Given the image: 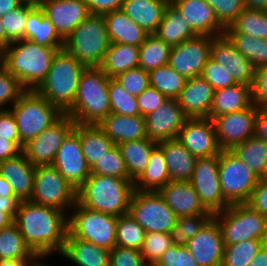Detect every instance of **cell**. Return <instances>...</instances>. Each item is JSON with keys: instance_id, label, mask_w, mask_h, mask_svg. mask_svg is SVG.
<instances>
[{"instance_id": "1", "label": "cell", "mask_w": 267, "mask_h": 266, "mask_svg": "<svg viewBox=\"0 0 267 266\" xmlns=\"http://www.w3.org/2000/svg\"><path fill=\"white\" fill-rule=\"evenodd\" d=\"M68 216L56 208L21 201L14 222L23 236L25 244L43 258L56 252L61 254L68 233Z\"/></svg>"}, {"instance_id": "2", "label": "cell", "mask_w": 267, "mask_h": 266, "mask_svg": "<svg viewBox=\"0 0 267 266\" xmlns=\"http://www.w3.org/2000/svg\"><path fill=\"white\" fill-rule=\"evenodd\" d=\"M63 47H45L28 39L11 42L3 51V65L26 90H35L46 78L52 60Z\"/></svg>"}, {"instance_id": "3", "label": "cell", "mask_w": 267, "mask_h": 266, "mask_svg": "<svg viewBox=\"0 0 267 266\" xmlns=\"http://www.w3.org/2000/svg\"><path fill=\"white\" fill-rule=\"evenodd\" d=\"M134 191L131 180L90 174L77 190V201L88 209L121 216L128 214Z\"/></svg>"}, {"instance_id": "4", "label": "cell", "mask_w": 267, "mask_h": 266, "mask_svg": "<svg viewBox=\"0 0 267 266\" xmlns=\"http://www.w3.org/2000/svg\"><path fill=\"white\" fill-rule=\"evenodd\" d=\"M109 79L99 67H86L74 104L65 114L77 124L99 125L111 113Z\"/></svg>"}, {"instance_id": "5", "label": "cell", "mask_w": 267, "mask_h": 266, "mask_svg": "<svg viewBox=\"0 0 267 266\" xmlns=\"http://www.w3.org/2000/svg\"><path fill=\"white\" fill-rule=\"evenodd\" d=\"M86 66L64 48L55 54L46 78L35 91L65 114L74 104Z\"/></svg>"}, {"instance_id": "6", "label": "cell", "mask_w": 267, "mask_h": 266, "mask_svg": "<svg viewBox=\"0 0 267 266\" xmlns=\"http://www.w3.org/2000/svg\"><path fill=\"white\" fill-rule=\"evenodd\" d=\"M109 44L104 15L90 14L64 40L63 48L86 67H99Z\"/></svg>"}, {"instance_id": "7", "label": "cell", "mask_w": 267, "mask_h": 266, "mask_svg": "<svg viewBox=\"0 0 267 266\" xmlns=\"http://www.w3.org/2000/svg\"><path fill=\"white\" fill-rule=\"evenodd\" d=\"M213 218L220 226L224 245L267 238V217L247 203L230 204Z\"/></svg>"}, {"instance_id": "8", "label": "cell", "mask_w": 267, "mask_h": 266, "mask_svg": "<svg viewBox=\"0 0 267 266\" xmlns=\"http://www.w3.org/2000/svg\"><path fill=\"white\" fill-rule=\"evenodd\" d=\"M15 117L20 141L24 145L55 123L63 113L35 90H26L9 107Z\"/></svg>"}, {"instance_id": "9", "label": "cell", "mask_w": 267, "mask_h": 266, "mask_svg": "<svg viewBox=\"0 0 267 266\" xmlns=\"http://www.w3.org/2000/svg\"><path fill=\"white\" fill-rule=\"evenodd\" d=\"M68 217V232L75 238L111 250L116 246L118 216L102 213L82 206L78 201Z\"/></svg>"}, {"instance_id": "10", "label": "cell", "mask_w": 267, "mask_h": 266, "mask_svg": "<svg viewBox=\"0 0 267 266\" xmlns=\"http://www.w3.org/2000/svg\"><path fill=\"white\" fill-rule=\"evenodd\" d=\"M219 181L224 199L229 204L247 203L259 177L230 150L219 154Z\"/></svg>"}, {"instance_id": "11", "label": "cell", "mask_w": 267, "mask_h": 266, "mask_svg": "<svg viewBox=\"0 0 267 266\" xmlns=\"http://www.w3.org/2000/svg\"><path fill=\"white\" fill-rule=\"evenodd\" d=\"M31 202L66 212L77 202V190L52 165L36 166Z\"/></svg>"}, {"instance_id": "12", "label": "cell", "mask_w": 267, "mask_h": 266, "mask_svg": "<svg viewBox=\"0 0 267 266\" xmlns=\"http://www.w3.org/2000/svg\"><path fill=\"white\" fill-rule=\"evenodd\" d=\"M128 214L145 232L167 233L176 224L177 216L158 192L135 190Z\"/></svg>"}, {"instance_id": "13", "label": "cell", "mask_w": 267, "mask_h": 266, "mask_svg": "<svg viewBox=\"0 0 267 266\" xmlns=\"http://www.w3.org/2000/svg\"><path fill=\"white\" fill-rule=\"evenodd\" d=\"M189 182L201 203L212 214L230 205L224 199L219 181V155L198 158Z\"/></svg>"}, {"instance_id": "14", "label": "cell", "mask_w": 267, "mask_h": 266, "mask_svg": "<svg viewBox=\"0 0 267 266\" xmlns=\"http://www.w3.org/2000/svg\"><path fill=\"white\" fill-rule=\"evenodd\" d=\"M74 127L75 121L63 114L50 127L25 143L22 152L35 167L51 165L61 144Z\"/></svg>"}, {"instance_id": "15", "label": "cell", "mask_w": 267, "mask_h": 266, "mask_svg": "<svg viewBox=\"0 0 267 266\" xmlns=\"http://www.w3.org/2000/svg\"><path fill=\"white\" fill-rule=\"evenodd\" d=\"M213 36L198 35L172 46L168 65L186 79L201 76L210 59Z\"/></svg>"}, {"instance_id": "16", "label": "cell", "mask_w": 267, "mask_h": 266, "mask_svg": "<svg viewBox=\"0 0 267 266\" xmlns=\"http://www.w3.org/2000/svg\"><path fill=\"white\" fill-rule=\"evenodd\" d=\"M257 110L252 104L243 110L222 114L211 119L221 150H231L235 145L255 136Z\"/></svg>"}, {"instance_id": "17", "label": "cell", "mask_w": 267, "mask_h": 266, "mask_svg": "<svg viewBox=\"0 0 267 266\" xmlns=\"http://www.w3.org/2000/svg\"><path fill=\"white\" fill-rule=\"evenodd\" d=\"M78 190L90 176V167L83 155L79 138V124L66 136L51 164Z\"/></svg>"}, {"instance_id": "18", "label": "cell", "mask_w": 267, "mask_h": 266, "mask_svg": "<svg viewBox=\"0 0 267 266\" xmlns=\"http://www.w3.org/2000/svg\"><path fill=\"white\" fill-rule=\"evenodd\" d=\"M187 119L177 99L167 98L154 112L145 116L146 135L157 144L177 139Z\"/></svg>"}, {"instance_id": "19", "label": "cell", "mask_w": 267, "mask_h": 266, "mask_svg": "<svg viewBox=\"0 0 267 266\" xmlns=\"http://www.w3.org/2000/svg\"><path fill=\"white\" fill-rule=\"evenodd\" d=\"M177 140L197 158L219 155L221 152L210 118H188Z\"/></svg>"}, {"instance_id": "20", "label": "cell", "mask_w": 267, "mask_h": 266, "mask_svg": "<svg viewBox=\"0 0 267 266\" xmlns=\"http://www.w3.org/2000/svg\"><path fill=\"white\" fill-rule=\"evenodd\" d=\"M186 247L199 266H221L225 245L218 222L212 217Z\"/></svg>"}, {"instance_id": "21", "label": "cell", "mask_w": 267, "mask_h": 266, "mask_svg": "<svg viewBox=\"0 0 267 266\" xmlns=\"http://www.w3.org/2000/svg\"><path fill=\"white\" fill-rule=\"evenodd\" d=\"M210 57L226 68L236 83L252 85L256 68L225 34L212 40Z\"/></svg>"}, {"instance_id": "22", "label": "cell", "mask_w": 267, "mask_h": 266, "mask_svg": "<svg viewBox=\"0 0 267 266\" xmlns=\"http://www.w3.org/2000/svg\"><path fill=\"white\" fill-rule=\"evenodd\" d=\"M40 8L64 40L90 15L85 0H50Z\"/></svg>"}, {"instance_id": "23", "label": "cell", "mask_w": 267, "mask_h": 266, "mask_svg": "<svg viewBox=\"0 0 267 266\" xmlns=\"http://www.w3.org/2000/svg\"><path fill=\"white\" fill-rule=\"evenodd\" d=\"M213 87L202 77L186 80L177 101L188 118H208L214 98Z\"/></svg>"}, {"instance_id": "24", "label": "cell", "mask_w": 267, "mask_h": 266, "mask_svg": "<svg viewBox=\"0 0 267 266\" xmlns=\"http://www.w3.org/2000/svg\"><path fill=\"white\" fill-rule=\"evenodd\" d=\"M198 35L221 36L225 28L206 0H170Z\"/></svg>"}, {"instance_id": "25", "label": "cell", "mask_w": 267, "mask_h": 266, "mask_svg": "<svg viewBox=\"0 0 267 266\" xmlns=\"http://www.w3.org/2000/svg\"><path fill=\"white\" fill-rule=\"evenodd\" d=\"M157 192L177 217L212 214L201 203L189 181H169Z\"/></svg>"}, {"instance_id": "26", "label": "cell", "mask_w": 267, "mask_h": 266, "mask_svg": "<svg viewBox=\"0 0 267 266\" xmlns=\"http://www.w3.org/2000/svg\"><path fill=\"white\" fill-rule=\"evenodd\" d=\"M35 171L36 167L28 161L23 152L0 162V176L11 185L15 197L20 201L30 200Z\"/></svg>"}, {"instance_id": "27", "label": "cell", "mask_w": 267, "mask_h": 266, "mask_svg": "<svg viewBox=\"0 0 267 266\" xmlns=\"http://www.w3.org/2000/svg\"><path fill=\"white\" fill-rule=\"evenodd\" d=\"M106 136L115 144L146 139L145 117L110 113L99 125Z\"/></svg>"}, {"instance_id": "28", "label": "cell", "mask_w": 267, "mask_h": 266, "mask_svg": "<svg viewBox=\"0 0 267 266\" xmlns=\"http://www.w3.org/2000/svg\"><path fill=\"white\" fill-rule=\"evenodd\" d=\"M110 43H123L140 47L149 35L132 21L122 9L103 14Z\"/></svg>"}, {"instance_id": "29", "label": "cell", "mask_w": 267, "mask_h": 266, "mask_svg": "<svg viewBox=\"0 0 267 266\" xmlns=\"http://www.w3.org/2000/svg\"><path fill=\"white\" fill-rule=\"evenodd\" d=\"M170 0H124L122 10L148 34H154Z\"/></svg>"}, {"instance_id": "30", "label": "cell", "mask_w": 267, "mask_h": 266, "mask_svg": "<svg viewBox=\"0 0 267 266\" xmlns=\"http://www.w3.org/2000/svg\"><path fill=\"white\" fill-rule=\"evenodd\" d=\"M76 266H109L110 250L73 237L69 232L60 254Z\"/></svg>"}, {"instance_id": "31", "label": "cell", "mask_w": 267, "mask_h": 266, "mask_svg": "<svg viewBox=\"0 0 267 266\" xmlns=\"http://www.w3.org/2000/svg\"><path fill=\"white\" fill-rule=\"evenodd\" d=\"M158 146L164 152L170 181H190L198 158L177 139L160 142Z\"/></svg>"}, {"instance_id": "32", "label": "cell", "mask_w": 267, "mask_h": 266, "mask_svg": "<svg viewBox=\"0 0 267 266\" xmlns=\"http://www.w3.org/2000/svg\"><path fill=\"white\" fill-rule=\"evenodd\" d=\"M251 86L237 83L214 91L213 103L208 118L243 110L252 105Z\"/></svg>"}, {"instance_id": "33", "label": "cell", "mask_w": 267, "mask_h": 266, "mask_svg": "<svg viewBox=\"0 0 267 266\" xmlns=\"http://www.w3.org/2000/svg\"><path fill=\"white\" fill-rule=\"evenodd\" d=\"M154 35L171 46L198 36L171 1L166 7L162 21Z\"/></svg>"}, {"instance_id": "34", "label": "cell", "mask_w": 267, "mask_h": 266, "mask_svg": "<svg viewBox=\"0 0 267 266\" xmlns=\"http://www.w3.org/2000/svg\"><path fill=\"white\" fill-rule=\"evenodd\" d=\"M139 47L123 44L110 43L99 68L109 77L130 69L139 67Z\"/></svg>"}, {"instance_id": "35", "label": "cell", "mask_w": 267, "mask_h": 266, "mask_svg": "<svg viewBox=\"0 0 267 266\" xmlns=\"http://www.w3.org/2000/svg\"><path fill=\"white\" fill-rule=\"evenodd\" d=\"M25 39L45 47H63L64 39L55 26L45 16L40 7H35L29 14L25 26Z\"/></svg>"}, {"instance_id": "36", "label": "cell", "mask_w": 267, "mask_h": 266, "mask_svg": "<svg viewBox=\"0 0 267 266\" xmlns=\"http://www.w3.org/2000/svg\"><path fill=\"white\" fill-rule=\"evenodd\" d=\"M157 145V143L148 137L146 139L126 141L117 145L125 161L129 179L133 183L145 171L150 154Z\"/></svg>"}, {"instance_id": "37", "label": "cell", "mask_w": 267, "mask_h": 266, "mask_svg": "<svg viewBox=\"0 0 267 266\" xmlns=\"http://www.w3.org/2000/svg\"><path fill=\"white\" fill-rule=\"evenodd\" d=\"M79 138L90 168L115 146L98 125L79 124Z\"/></svg>"}, {"instance_id": "38", "label": "cell", "mask_w": 267, "mask_h": 266, "mask_svg": "<svg viewBox=\"0 0 267 266\" xmlns=\"http://www.w3.org/2000/svg\"><path fill=\"white\" fill-rule=\"evenodd\" d=\"M170 181L163 150L157 145L151 152L148 165L134 182L138 191L157 192Z\"/></svg>"}, {"instance_id": "39", "label": "cell", "mask_w": 267, "mask_h": 266, "mask_svg": "<svg viewBox=\"0 0 267 266\" xmlns=\"http://www.w3.org/2000/svg\"><path fill=\"white\" fill-rule=\"evenodd\" d=\"M246 163L257 177H260L267 164V142L256 136L235 145L230 150Z\"/></svg>"}, {"instance_id": "40", "label": "cell", "mask_w": 267, "mask_h": 266, "mask_svg": "<svg viewBox=\"0 0 267 266\" xmlns=\"http://www.w3.org/2000/svg\"><path fill=\"white\" fill-rule=\"evenodd\" d=\"M225 32H238L267 40V11L245 7Z\"/></svg>"}, {"instance_id": "41", "label": "cell", "mask_w": 267, "mask_h": 266, "mask_svg": "<svg viewBox=\"0 0 267 266\" xmlns=\"http://www.w3.org/2000/svg\"><path fill=\"white\" fill-rule=\"evenodd\" d=\"M172 46L149 34L145 42L139 47V67L147 72L165 66L169 62Z\"/></svg>"}, {"instance_id": "42", "label": "cell", "mask_w": 267, "mask_h": 266, "mask_svg": "<svg viewBox=\"0 0 267 266\" xmlns=\"http://www.w3.org/2000/svg\"><path fill=\"white\" fill-rule=\"evenodd\" d=\"M0 259H40L25 244L15 222L0 230Z\"/></svg>"}, {"instance_id": "43", "label": "cell", "mask_w": 267, "mask_h": 266, "mask_svg": "<svg viewBox=\"0 0 267 266\" xmlns=\"http://www.w3.org/2000/svg\"><path fill=\"white\" fill-rule=\"evenodd\" d=\"M224 34L255 68L267 64V40L238 32H225Z\"/></svg>"}, {"instance_id": "44", "label": "cell", "mask_w": 267, "mask_h": 266, "mask_svg": "<svg viewBox=\"0 0 267 266\" xmlns=\"http://www.w3.org/2000/svg\"><path fill=\"white\" fill-rule=\"evenodd\" d=\"M150 86L169 99H177L185 86L186 78L168 64L149 72Z\"/></svg>"}, {"instance_id": "45", "label": "cell", "mask_w": 267, "mask_h": 266, "mask_svg": "<svg viewBox=\"0 0 267 266\" xmlns=\"http://www.w3.org/2000/svg\"><path fill=\"white\" fill-rule=\"evenodd\" d=\"M212 217L213 214H196L178 217L175 226L169 233L173 245L186 246L188 241L196 235Z\"/></svg>"}, {"instance_id": "46", "label": "cell", "mask_w": 267, "mask_h": 266, "mask_svg": "<svg viewBox=\"0 0 267 266\" xmlns=\"http://www.w3.org/2000/svg\"><path fill=\"white\" fill-rule=\"evenodd\" d=\"M145 230L129 214L118 216L116 246L140 250Z\"/></svg>"}, {"instance_id": "47", "label": "cell", "mask_w": 267, "mask_h": 266, "mask_svg": "<svg viewBox=\"0 0 267 266\" xmlns=\"http://www.w3.org/2000/svg\"><path fill=\"white\" fill-rule=\"evenodd\" d=\"M263 240H245L225 245L221 266H247L262 247Z\"/></svg>"}, {"instance_id": "48", "label": "cell", "mask_w": 267, "mask_h": 266, "mask_svg": "<svg viewBox=\"0 0 267 266\" xmlns=\"http://www.w3.org/2000/svg\"><path fill=\"white\" fill-rule=\"evenodd\" d=\"M34 8L32 5L22 3L19 7L1 17V22L7 35V47L11 42L25 38L26 20L28 14Z\"/></svg>"}, {"instance_id": "49", "label": "cell", "mask_w": 267, "mask_h": 266, "mask_svg": "<svg viewBox=\"0 0 267 266\" xmlns=\"http://www.w3.org/2000/svg\"><path fill=\"white\" fill-rule=\"evenodd\" d=\"M90 173L130 180L125 161L117 145L90 168Z\"/></svg>"}, {"instance_id": "50", "label": "cell", "mask_w": 267, "mask_h": 266, "mask_svg": "<svg viewBox=\"0 0 267 266\" xmlns=\"http://www.w3.org/2000/svg\"><path fill=\"white\" fill-rule=\"evenodd\" d=\"M109 96L112 113L126 116L140 115L136 96L128 93L113 78L109 79Z\"/></svg>"}, {"instance_id": "51", "label": "cell", "mask_w": 267, "mask_h": 266, "mask_svg": "<svg viewBox=\"0 0 267 266\" xmlns=\"http://www.w3.org/2000/svg\"><path fill=\"white\" fill-rule=\"evenodd\" d=\"M172 245L170 234L147 232L140 252L147 265H155Z\"/></svg>"}, {"instance_id": "52", "label": "cell", "mask_w": 267, "mask_h": 266, "mask_svg": "<svg viewBox=\"0 0 267 266\" xmlns=\"http://www.w3.org/2000/svg\"><path fill=\"white\" fill-rule=\"evenodd\" d=\"M113 79L128 93L136 97L150 86L149 72L141 67L122 72Z\"/></svg>"}, {"instance_id": "53", "label": "cell", "mask_w": 267, "mask_h": 266, "mask_svg": "<svg viewBox=\"0 0 267 266\" xmlns=\"http://www.w3.org/2000/svg\"><path fill=\"white\" fill-rule=\"evenodd\" d=\"M25 91L19 80L0 66V110L6 109L8 103L13 105Z\"/></svg>"}, {"instance_id": "54", "label": "cell", "mask_w": 267, "mask_h": 266, "mask_svg": "<svg viewBox=\"0 0 267 266\" xmlns=\"http://www.w3.org/2000/svg\"><path fill=\"white\" fill-rule=\"evenodd\" d=\"M214 9L219 23L226 29L246 7L244 0H206Z\"/></svg>"}, {"instance_id": "55", "label": "cell", "mask_w": 267, "mask_h": 266, "mask_svg": "<svg viewBox=\"0 0 267 266\" xmlns=\"http://www.w3.org/2000/svg\"><path fill=\"white\" fill-rule=\"evenodd\" d=\"M201 76L214 90L237 84L226 68L221 66L218 62H215L211 57L203 67Z\"/></svg>"}, {"instance_id": "56", "label": "cell", "mask_w": 267, "mask_h": 266, "mask_svg": "<svg viewBox=\"0 0 267 266\" xmlns=\"http://www.w3.org/2000/svg\"><path fill=\"white\" fill-rule=\"evenodd\" d=\"M156 266H199L186 246L172 245L155 264Z\"/></svg>"}, {"instance_id": "57", "label": "cell", "mask_w": 267, "mask_h": 266, "mask_svg": "<svg viewBox=\"0 0 267 266\" xmlns=\"http://www.w3.org/2000/svg\"><path fill=\"white\" fill-rule=\"evenodd\" d=\"M109 266H147L140 250L114 246L110 250Z\"/></svg>"}, {"instance_id": "58", "label": "cell", "mask_w": 267, "mask_h": 266, "mask_svg": "<svg viewBox=\"0 0 267 266\" xmlns=\"http://www.w3.org/2000/svg\"><path fill=\"white\" fill-rule=\"evenodd\" d=\"M251 94L252 104L257 109H267V64L255 69Z\"/></svg>"}, {"instance_id": "59", "label": "cell", "mask_w": 267, "mask_h": 266, "mask_svg": "<svg viewBox=\"0 0 267 266\" xmlns=\"http://www.w3.org/2000/svg\"><path fill=\"white\" fill-rule=\"evenodd\" d=\"M140 115L145 117L154 112L167 97L156 88L149 86L136 97Z\"/></svg>"}, {"instance_id": "60", "label": "cell", "mask_w": 267, "mask_h": 266, "mask_svg": "<svg viewBox=\"0 0 267 266\" xmlns=\"http://www.w3.org/2000/svg\"><path fill=\"white\" fill-rule=\"evenodd\" d=\"M0 137L16 142L22 149L17 123L12 112L7 109L0 110Z\"/></svg>"}, {"instance_id": "61", "label": "cell", "mask_w": 267, "mask_h": 266, "mask_svg": "<svg viewBox=\"0 0 267 266\" xmlns=\"http://www.w3.org/2000/svg\"><path fill=\"white\" fill-rule=\"evenodd\" d=\"M20 202L17 197L0 196V230L14 222Z\"/></svg>"}, {"instance_id": "62", "label": "cell", "mask_w": 267, "mask_h": 266, "mask_svg": "<svg viewBox=\"0 0 267 266\" xmlns=\"http://www.w3.org/2000/svg\"><path fill=\"white\" fill-rule=\"evenodd\" d=\"M247 204L267 217V182L258 181Z\"/></svg>"}, {"instance_id": "63", "label": "cell", "mask_w": 267, "mask_h": 266, "mask_svg": "<svg viewBox=\"0 0 267 266\" xmlns=\"http://www.w3.org/2000/svg\"><path fill=\"white\" fill-rule=\"evenodd\" d=\"M90 14L103 15L122 8L124 0H85Z\"/></svg>"}, {"instance_id": "64", "label": "cell", "mask_w": 267, "mask_h": 266, "mask_svg": "<svg viewBox=\"0 0 267 266\" xmlns=\"http://www.w3.org/2000/svg\"><path fill=\"white\" fill-rule=\"evenodd\" d=\"M22 153V148L14 141L0 137V162L16 157Z\"/></svg>"}, {"instance_id": "65", "label": "cell", "mask_w": 267, "mask_h": 266, "mask_svg": "<svg viewBox=\"0 0 267 266\" xmlns=\"http://www.w3.org/2000/svg\"><path fill=\"white\" fill-rule=\"evenodd\" d=\"M255 136L267 142V109H258L255 118Z\"/></svg>"}, {"instance_id": "66", "label": "cell", "mask_w": 267, "mask_h": 266, "mask_svg": "<svg viewBox=\"0 0 267 266\" xmlns=\"http://www.w3.org/2000/svg\"><path fill=\"white\" fill-rule=\"evenodd\" d=\"M41 259H0V266H43Z\"/></svg>"}, {"instance_id": "67", "label": "cell", "mask_w": 267, "mask_h": 266, "mask_svg": "<svg viewBox=\"0 0 267 266\" xmlns=\"http://www.w3.org/2000/svg\"><path fill=\"white\" fill-rule=\"evenodd\" d=\"M22 4L21 0H0V17L13 11Z\"/></svg>"}, {"instance_id": "68", "label": "cell", "mask_w": 267, "mask_h": 266, "mask_svg": "<svg viewBox=\"0 0 267 266\" xmlns=\"http://www.w3.org/2000/svg\"><path fill=\"white\" fill-rule=\"evenodd\" d=\"M0 196L3 198L15 197L11 185L2 176H0Z\"/></svg>"}, {"instance_id": "69", "label": "cell", "mask_w": 267, "mask_h": 266, "mask_svg": "<svg viewBox=\"0 0 267 266\" xmlns=\"http://www.w3.org/2000/svg\"><path fill=\"white\" fill-rule=\"evenodd\" d=\"M247 266H267V255L260 249L253 260Z\"/></svg>"}, {"instance_id": "70", "label": "cell", "mask_w": 267, "mask_h": 266, "mask_svg": "<svg viewBox=\"0 0 267 266\" xmlns=\"http://www.w3.org/2000/svg\"><path fill=\"white\" fill-rule=\"evenodd\" d=\"M246 7L267 11V0H244Z\"/></svg>"}, {"instance_id": "71", "label": "cell", "mask_w": 267, "mask_h": 266, "mask_svg": "<svg viewBox=\"0 0 267 266\" xmlns=\"http://www.w3.org/2000/svg\"><path fill=\"white\" fill-rule=\"evenodd\" d=\"M7 48V35L5 33L0 17V49L4 51Z\"/></svg>"}, {"instance_id": "72", "label": "cell", "mask_w": 267, "mask_h": 266, "mask_svg": "<svg viewBox=\"0 0 267 266\" xmlns=\"http://www.w3.org/2000/svg\"><path fill=\"white\" fill-rule=\"evenodd\" d=\"M50 0H21L22 3L32 5L34 7H41L44 3Z\"/></svg>"}, {"instance_id": "73", "label": "cell", "mask_w": 267, "mask_h": 266, "mask_svg": "<svg viewBox=\"0 0 267 266\" xmlns=\"http://www.w3.org/2000/svg\"><path fill=\"white\" fill-rule=\"evenodd\" d=\"M259 181H261V182H267V164H266V166L264 168L263 173L259 177Z\"/></svg>"}, {"instance_id": "74", "label": "cell", "mask_w": 267, "mask_h": 266, "mask_svg": "<svg viewBox=\"0 0 267 266\" xmlns=\"http://www.w3.org/2000/svg\"><path fill=\"white\" fill-rule=\"evenodd\" d=\"M261 249L265 252V254L267 255V238H265L262 242V247Z\"/></svg>"}, {"instance_id": "75", "label": "cell", "mask_w": 267, "mask_h": 266, "mask_svg": "<svg viewBox=\"0 0 267 266\" xmlns=\"http://www.w3.org/2000/svg\"><path fill=\"white\" fill-rule=\"evenodd\" d=\"M3 65V51L0 49V66Z\"/></svg>"}]
</instances>
